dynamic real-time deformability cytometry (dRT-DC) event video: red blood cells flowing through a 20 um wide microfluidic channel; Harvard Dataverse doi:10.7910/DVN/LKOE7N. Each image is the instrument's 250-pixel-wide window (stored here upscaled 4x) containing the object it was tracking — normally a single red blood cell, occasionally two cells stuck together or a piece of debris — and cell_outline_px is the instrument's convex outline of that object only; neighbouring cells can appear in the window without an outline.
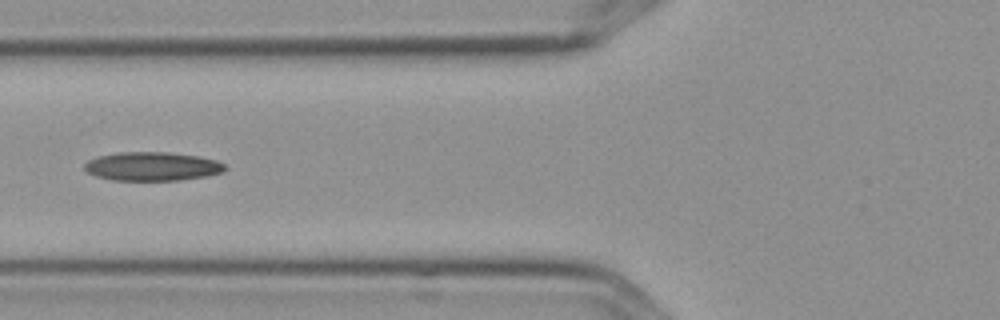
{"species": "Egyptian fruit bat (a non-hibernating species)", "species_latin": "Rousettus aegyptiacus", "temperature_condition": "cold", "stored_images_in_passage": 6, "camera_frame_rate_fps": 3000, "um_per_image_px": 0.085, "frame": {"image": 1, "passage_image": 6, "time_ms": 1.667, "image_size_px": [1000, 320], "cell_outline_px": [[224, 172], [208, 176], [180, 180], [112, 180], [96, 176], [88, 172], [84, 168], [84, 164], [88, 160], [100, 156], [116, 152], [168, 152], [196, 156], [216, 160], [224, 164]], "centroid_in_image_um": [12.93, 14.14], "position_along_channel_um": 112.9, "area_um2": 23.47}}